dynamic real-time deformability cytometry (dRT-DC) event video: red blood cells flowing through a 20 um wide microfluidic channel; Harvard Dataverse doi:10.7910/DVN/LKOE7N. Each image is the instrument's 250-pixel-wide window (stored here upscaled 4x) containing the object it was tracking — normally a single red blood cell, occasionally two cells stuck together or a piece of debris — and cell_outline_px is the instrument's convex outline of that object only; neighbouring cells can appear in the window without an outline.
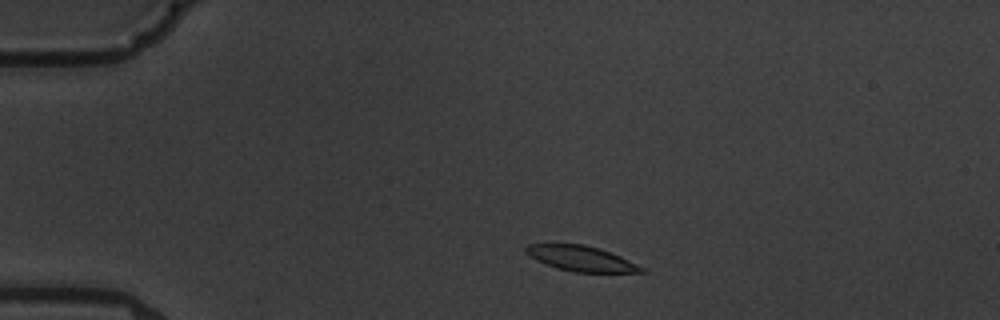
{"species": "common noctule bat (a hibernating species)", "species_latin": "Nyctalus noctula", "temperature_condition": "warm", "stored_images_in_passage": 6, "camera_frame_rate_fps": 3000, "um_per_image_px": 0.085, "animal": {"sex": "male", "body_mass_g": 19.5, "forearm_length_mm": 54.6}, "frame": {"image": 1, "passage_image": 2, "time_ms": 1.333, "image_size_px": [1000, 320], "cell_outline_px": [[648, 272], [572, 272], [556, 268], [536, 260], [524, 252], [524, 248], [528, 244], [584, 244], [600, 248], [620, 256], [648, 268]], "centroid_in_image_um": [49.43, 21.98], "position_along_channel_um": 35.6, "area_um2": 17.22}}
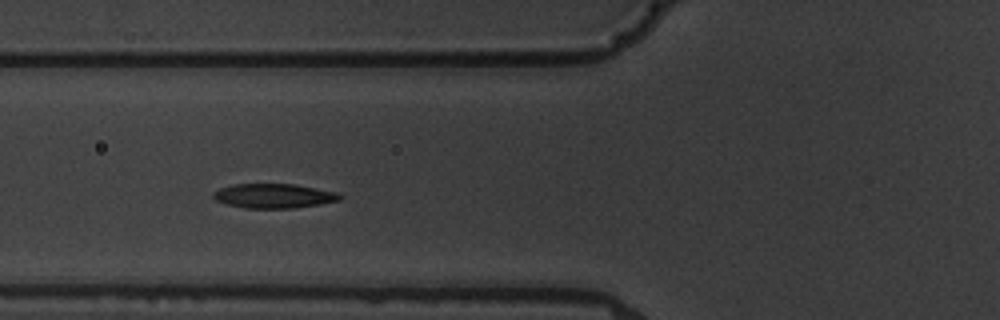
{"frame": {"image": 2, "passage_image": 5, "time_ms": 4.667, "image_size_px": [1000, 320], "cell_outline_px": [[344, 196], [340, 200], [320, 204], [296, 208], [244, 208], [228, 204], [216, 200], [212, 196], [212, 192], [220, 188], [232, 184], [296, 184], [336, 192]], "centroid_in_image_um": [23.28, 16.65], "position_along_channel_um": 102.5, "area_um2": 18.09}}
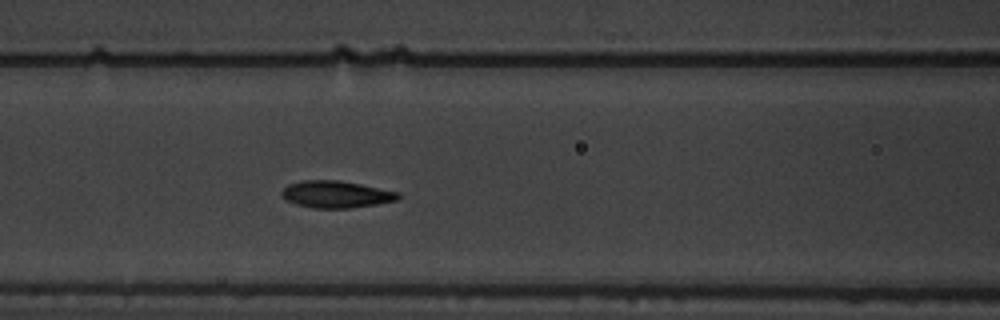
{"frame": {"image": 3, "passage_image": 6, "time_ms": 5.667, "image_size_px": [1000, 320], "cell_outline_px": [[400, 196], [396, 200], [376, 204], [352, 208], [312, 208], [296, 204], [284, 200], [280, 196], [280, 192], [288, 184], [300, 180], [336, 180], [360, 184], [400, 192]], "centroid_in_image_um": [28.51, 16.52], "position_along_channel_um": 138.1, "area_um2": 18.44}}